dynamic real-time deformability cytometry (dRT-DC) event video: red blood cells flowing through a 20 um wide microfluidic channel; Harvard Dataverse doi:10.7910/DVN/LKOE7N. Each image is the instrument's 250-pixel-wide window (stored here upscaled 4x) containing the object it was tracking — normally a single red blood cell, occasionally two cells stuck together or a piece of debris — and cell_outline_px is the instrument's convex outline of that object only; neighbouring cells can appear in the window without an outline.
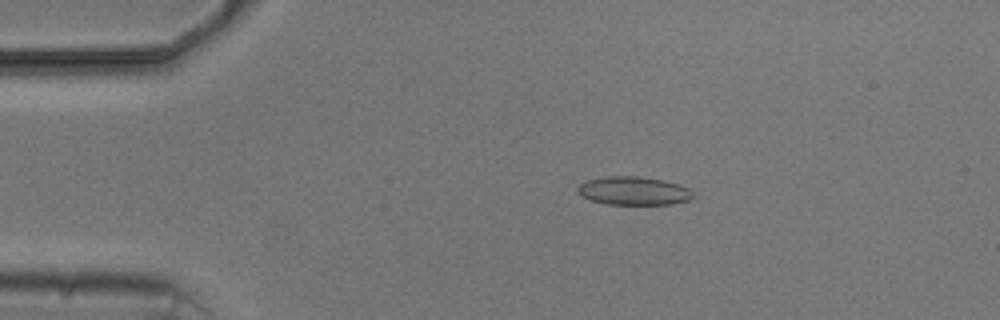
{"species": "common noctule bat (a hibernating species)", "species_latin": "Nyctalus noctula", "temperature_condition": "cold", "stored_images_in_passage": 7, "camera_frame_rate_fps": 3000, "um_per_image_px": 0.085, "animal": {"sex": "male", "body_mass_g": 20.5, "forearm_length_mm": 52.5}, "frame": {"image": 1, "passage_image": 2, "time_ms": 2.0, "image_size_px": [1000, 320], "cell_outline_px": [[696, 196], [692, 200], [672, 204], [608, 204], [592, 200], [576, 192], [576, 188], [584, 180], [604, 176], [636, 176], [664, 180], [680, 184], [688, 188]], "centroid_in_image_um": [53.88, 16.21], "position_along_channel_um": 31.1, "area_um2": 19.31}}
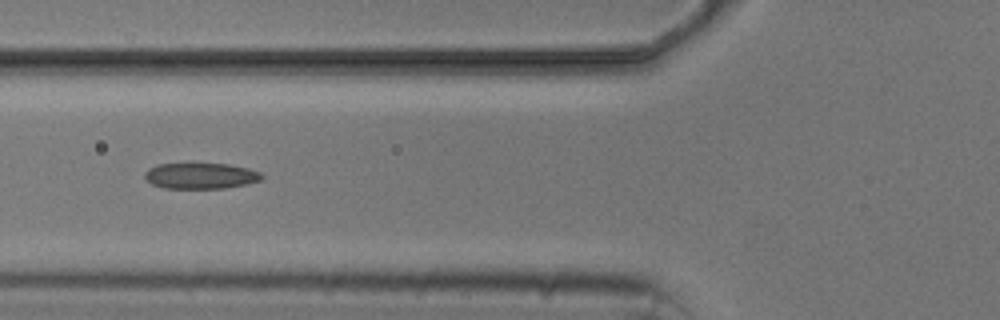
{"frame": {"image": 2, "passage_image": 5, "time_ms": 5.333, "image_size_px": [1000, 320], "cell_outline_px": [[264, 176], [260, 180], [244, 184], [224, 188], [164, 188], [152, 184], [144, 176], [144, 172], [148, 168], [160, 164], [228, 164], [248, 168], [260, 172]], "centroid_in_image_um": [17.04, 14.94], "position_along_channel_um": 108.8, "area_um2": 17.46}}
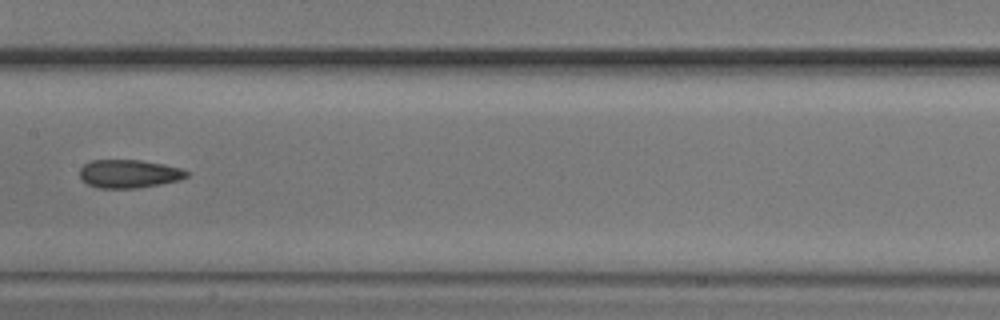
{"frame": {"image": 3, "passage_image": 7, "time_ms": 7.667, "image_size_px": [1000, 320], "cell_outline_px": [[188, 176], [180, 180], [160, 184], [136, 188], [100, 188], [88, 184], [80, 180], [80, 168], [84, 164], [92, 160], [140, 160], [164, 164], [180, 168], [188, 172]], "centroid_in_image_um": [10.95, 14.77], "position_along_channel_um": 196.5, "area_um2": 17.63}}